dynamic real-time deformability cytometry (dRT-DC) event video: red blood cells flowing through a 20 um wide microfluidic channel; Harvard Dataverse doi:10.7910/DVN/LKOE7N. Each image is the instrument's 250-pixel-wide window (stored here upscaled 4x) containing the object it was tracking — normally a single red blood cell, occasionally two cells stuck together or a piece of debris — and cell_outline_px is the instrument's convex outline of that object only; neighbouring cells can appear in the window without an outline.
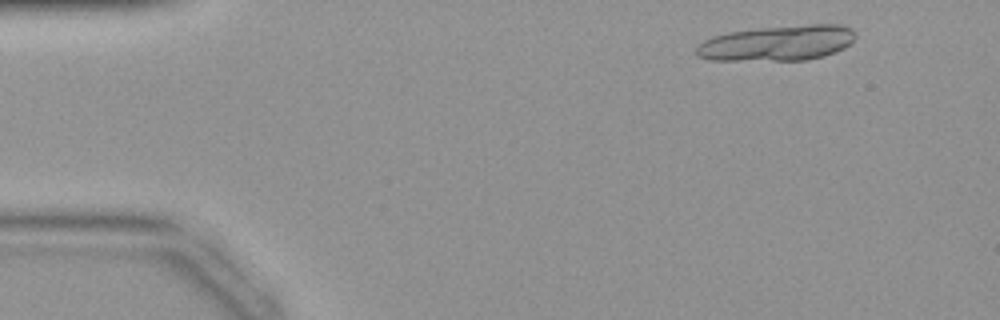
{"species": "common noctule bat (a hibernating species)", "species_latin": "Nyctalus noctula", "temperature_condition": "warm", "stored_images_in_passage": 11, "camera_frame_rate_fps": 3000, "um_per_image_px": 0.085, "animal": {"sex": "female", "body_mass_g": 19.9}, "frame": {"image": 1, "passage_image": 5, "time_ms": 1.333, "image_size_px": [1000, 320], "cell_outline_px": [[856, 36], [844, 48], [836, 52], [824, 56], [808, 60], [708, 60], [696, 56], [696, 48], [704, 40], [712, 36], [728, 32], [756, 28], [808, 24], [840, 24], [852, 28], [856, 32]], "centroid_in_image_um": [66.09, 3.66], "position_along_channel_um": 18.9, "area_um2": 33.12}}